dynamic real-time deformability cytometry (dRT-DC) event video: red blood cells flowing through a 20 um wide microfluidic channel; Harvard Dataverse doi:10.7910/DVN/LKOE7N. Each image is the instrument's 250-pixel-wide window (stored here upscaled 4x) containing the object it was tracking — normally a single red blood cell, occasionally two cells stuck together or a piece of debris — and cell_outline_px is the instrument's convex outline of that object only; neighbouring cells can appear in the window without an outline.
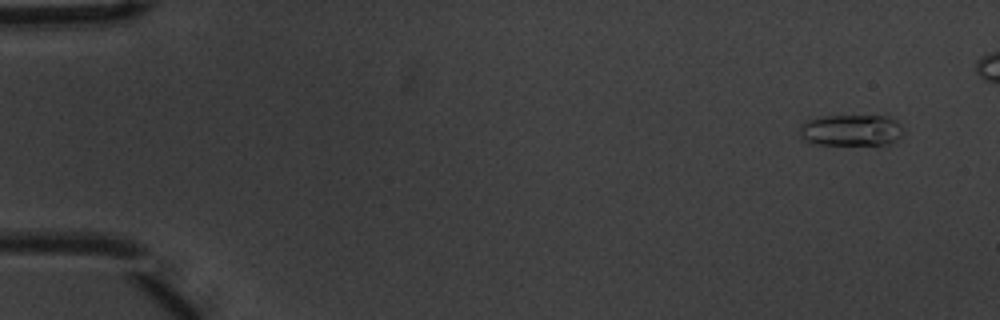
{"species": "common noctule bat (a hibernating species)", "species_latin": "Nyctalus noctula", "temperature_condition": "warm", "stored_images_in_passage": 5, "camera_frame_rate_fps": 3000, "um_per_image_px": 0.085, "animal": {"sex": "male", "body_mass_g": 20.1, "forearm_length_mm": 53.5}, "frame": {"image": 1, "passage_image": 1, "time_ms": 0.0, "image_size_px": [1000, 320], "cell_outline_px": [[904, 132], [896, 140], [888, 144], [816, 144], [804, 140], [800, 136], [800, 124], [804, 120], [820, 116], [888, 116], [896, 120], [900, 124]], "centroid_in_image_um": [72.32, 11.05], "position_along_channel_um": 12.7, "area_um2": 19.07}}